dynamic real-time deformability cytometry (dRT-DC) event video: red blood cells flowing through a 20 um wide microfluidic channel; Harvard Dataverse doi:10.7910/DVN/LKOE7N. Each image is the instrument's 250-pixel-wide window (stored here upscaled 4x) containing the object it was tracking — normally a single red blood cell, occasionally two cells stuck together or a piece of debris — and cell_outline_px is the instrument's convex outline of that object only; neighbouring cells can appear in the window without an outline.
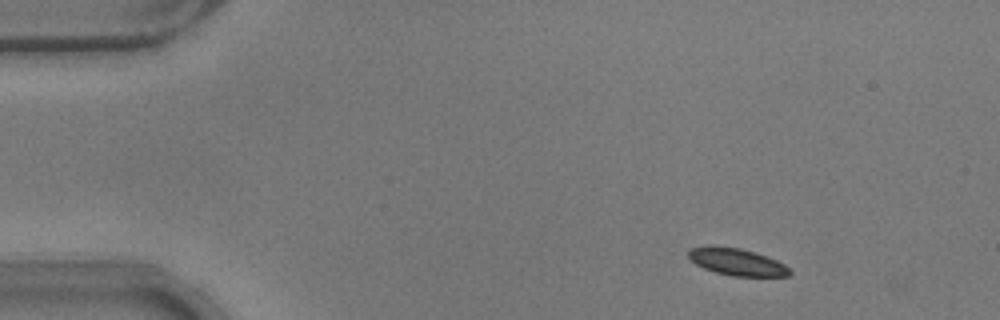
{"species": "common noctule bat (a hibernating species)", "species_latin": "Nyctalus noctula", "temperature_condition": "warm", "stored_images_in_passage": 48, "camera_frame_rate_fps": 3000, "um_per_image_px": 0.085, "animal": {"sex": "male", "body_mass_g": 17.9}, "frame": {"image": 1, "passage_image": 1, "time_ms": 0.0, "image_size_px": [1000, 320], "cell_outline_px": [[792, 272], [788, 276], [732, 276], [716, 272], [704, 268], [696, 264], [688, 256], [688, 248], [712, 244], [740, 248], [776, 260], [784, 264]], "centroid_in_image_um": [62.58, 22.24], "position_along_channel_um": 22.4, "area_um2": 15.95}}
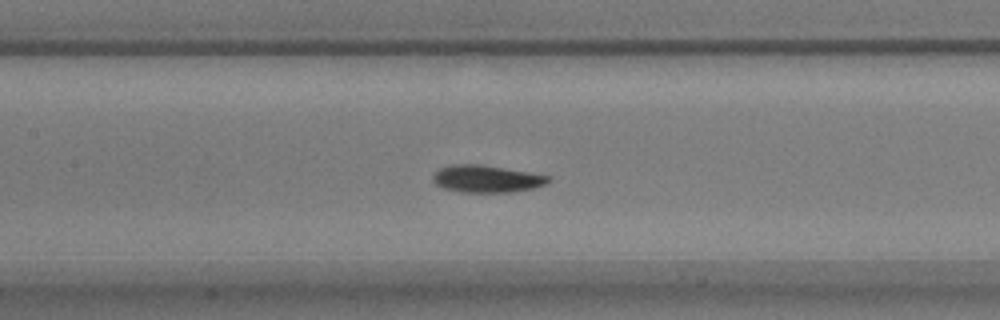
{"frame": {"image": 2, "passage_image": 19, "time_ms": 6.0, "image_size_px": [1000, 320], "cell_outline_px": [[552, 180], [544, 184], [532, 188], [512, 192], [460, 192], [444, 188], [436, 184], [432, 180], [432, 176], [440, 168], [452, 164], [480, 164], [552, 176]], "centroid_in_image_um": [41.36, 15.2], "position_along_channel_um": 166.0, "area_um2": 18.26}}
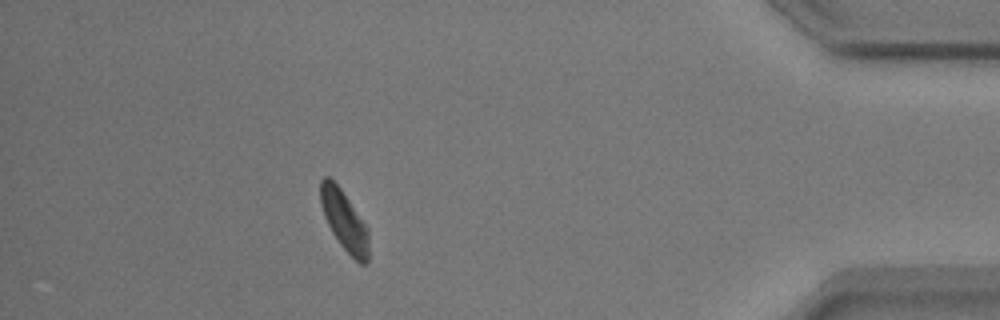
{"frame": {"image": 3, "passage_image": 42, "time_ms": 13.667, "image_size_px": [1000, 320], "cell_outline_px": [[368, 264], [360, 264], [340, 244], [332, 232], [324, 216], [320, 204], [320, 180], [324, 176], [328, 176], [340, 188], [368, 228]], "centroid_in_image_um": [29.25, 18.75], "position_along_channel_um": 405.9, "area_um2": 16.65}, "authors_computed_cell_mechanics": {"area_um2": 18.0047, "velocity_mm_per_s": 3.7522, "shape_relaxation_time_tau1_ms": 2.3389, "shape_relaxation_time_tau2_ms": 3.1515, "deformation_change_tau1": 0.1236, "deformation_change_tau2": 0.0915}}